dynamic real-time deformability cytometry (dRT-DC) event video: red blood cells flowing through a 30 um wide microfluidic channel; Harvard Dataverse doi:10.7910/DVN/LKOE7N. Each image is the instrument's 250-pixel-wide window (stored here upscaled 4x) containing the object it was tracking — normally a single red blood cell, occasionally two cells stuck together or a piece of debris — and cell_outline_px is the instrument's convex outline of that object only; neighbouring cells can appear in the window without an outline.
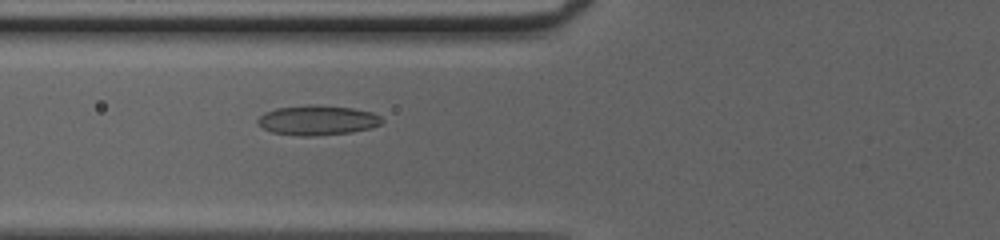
{"species": "common noctule bat (a hibernating species)", "species_latin": "Nyctalus noctula", "temperature_condition": "cold", "stored_images_in_passage": 49, "camera_frame_rate_fps": 3000, "um_per_image_px": 0.085, "animal": {"sex": "female", "body_mass_g": 20.0, "forearm_length_mm": 54.0}, "frame": {"image": 1, "passage_image": 19, "time_ms": 6.0, "image_size_px": [1000, 240], "cell_outline_px": [[384, 120], [380, 124], [372, 128], [352, 132], [316, 136], [300, 136], [272, 132], [264, 128], [256, 120], [264, 112], [276, 108], [304, 104], [316, 104], [352, 108], [372, 112], [380, 116]], "centroid_in_image_um": [26.99, 10.21], "position_along_channel_um": 98.8, "area_um2": 21.79}}
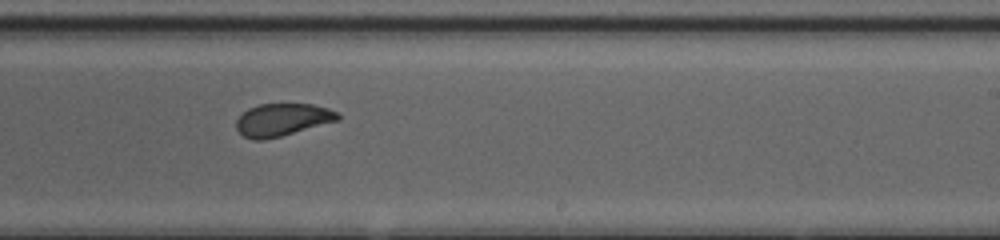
{"frame": {"image": 2, "passage_image": 31, "time_ms": 10.0, "image_size_px": [1000, 240], "cell_outline_px": [[340, 120], [280, 136], [264, 140], [256, 140], [244, 136], [236, 128], [236, 120], [248, 108], [260, 104], [312, 104], [328, 108], [340, 112]], "centroid_in_image_um": [24.03, 10.17], "position_along_channel_um": 265.0, "area_um2": 19.19}}
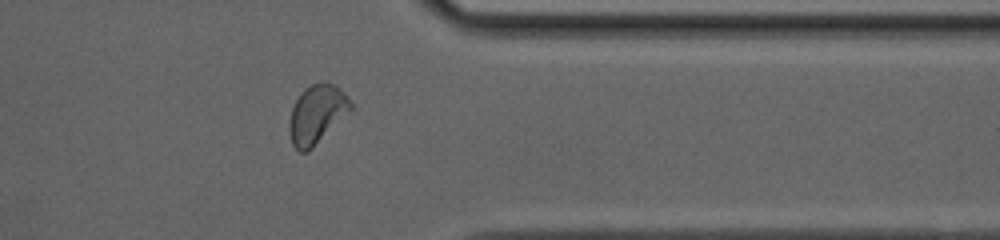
{"frame": {"image": 3, "passage_image": 40, "time_ms": 13.0, "image_size_px": [1000, 240], "cell_outline_px": [[352, 108], [308, 152], [300, 152], [292, 144], [288, 132], [288, 124], [292, 108], [296, 100], [304, 88], [320, 80], [328, 80], [336, 84], [344, 92], [352, 104]], "centroid_in_image_um": [26.91, 9.66], "position_along_channel_um": 384.5, "area_um2": 21.04}, "authors_computed_cell_mechanics": {"area_um2": 20.5768, "velocity_mm_per_s": 4.1545, "shape_relaxation_time_tau1_ms": 2.8444, "shape_relaxation_time_tau2_ms": 1.0445, "deformation_change_tau1": 0.1166, "deformation_change_tau2": 0.064}}